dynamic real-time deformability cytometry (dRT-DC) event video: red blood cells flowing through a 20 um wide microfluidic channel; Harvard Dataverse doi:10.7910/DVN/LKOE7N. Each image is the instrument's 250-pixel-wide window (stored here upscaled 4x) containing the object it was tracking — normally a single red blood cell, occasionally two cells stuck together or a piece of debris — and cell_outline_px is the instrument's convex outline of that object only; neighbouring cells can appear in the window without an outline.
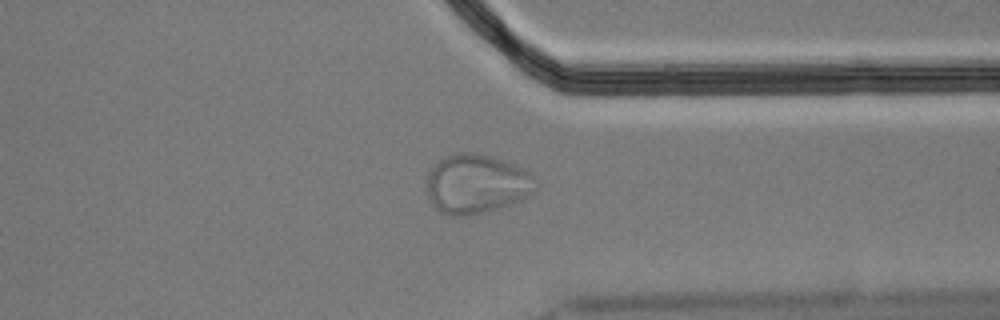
{"species": "Egyptian fruit bat (a non-hibernating species)", "species_latin": "Rousettus aegyptiacus", "temperature_condition": "cold", "stored_images_in_passage": 49, "segment_of_instrument_passage": [2, 2], "camera_frame_rate_fps": 3000, "um_per_image_px": 0.085, "animal": {"sex": "male"}, "frame": {"image": 1, "passage_image": 36, "time_ms": 11.667, "image_size_px": [1000, 320], "cell_outline_px": [[540, 188], [528, 196], [520, 200], [484, 212], [464, 216], [448, 216], [440, 212], [432, 204], [428, 196], [428, 172], [440, 160], [448, 156], [460, 152], [472, 152], [504, 160], [532, 172]], "centroid_in_image_um": [40.55, 15.64], "position_along_channel_um": 370.9, "area_um2": 37.63}}